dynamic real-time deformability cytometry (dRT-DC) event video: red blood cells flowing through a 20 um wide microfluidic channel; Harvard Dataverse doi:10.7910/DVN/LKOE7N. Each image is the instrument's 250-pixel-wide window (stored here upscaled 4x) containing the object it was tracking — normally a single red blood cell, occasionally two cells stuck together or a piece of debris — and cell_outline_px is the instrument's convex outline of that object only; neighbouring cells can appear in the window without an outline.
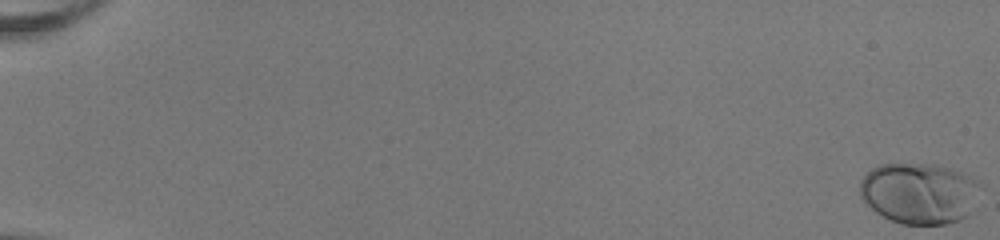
{"species": "human", "species_latin": "Homo sapiens", "temperature_condition": "room temperature", "stored_images_in_passage": 20, "camera_frame_rate_fps": 3000, "um_per_image_px": 0.085, "donor": {"sex": "female"}, "frame": {"image": 1, "passage_image": 1, "time_ms": 0.0, "image_size_px": [1000, 240], "cell_outline_px": [[984, 188], [972, 212], [968, 216], [960, 220], [944, 224], [904, 224], [892, 220], [876, 212], [860, 196], [860, 180], [872, 168], [880, 164], [932, 164], [948, 168], [960, 172], [980, 180], [984, 184]], "centroid_in_image_um": [78.23, 16.42], "position_along_channel_um": 6.8, "area_um2": 43.41}}
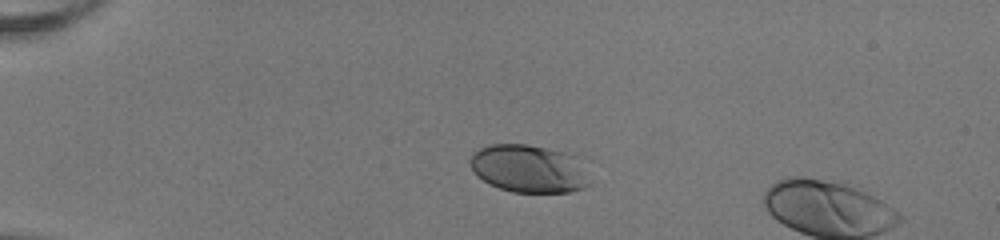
{"frame": {"image": 2, "passage_image": 15, "time_ms": 4.667, "image_size_px": [1000, 240], "cell_outline_px": [[592, 184], [584, 188], [568, 192], [512, 192], [488, 184], [476, 176], [472, 172], [468, 160], [472, 152], [480, 148], [492, 144], [528, 144], [548, 148], [564, 152], [576, 156]], "centroid_in_image_um": [44.9, 14.34], "position_along_channel_um": 40.1, "area_um2": 33.7}}